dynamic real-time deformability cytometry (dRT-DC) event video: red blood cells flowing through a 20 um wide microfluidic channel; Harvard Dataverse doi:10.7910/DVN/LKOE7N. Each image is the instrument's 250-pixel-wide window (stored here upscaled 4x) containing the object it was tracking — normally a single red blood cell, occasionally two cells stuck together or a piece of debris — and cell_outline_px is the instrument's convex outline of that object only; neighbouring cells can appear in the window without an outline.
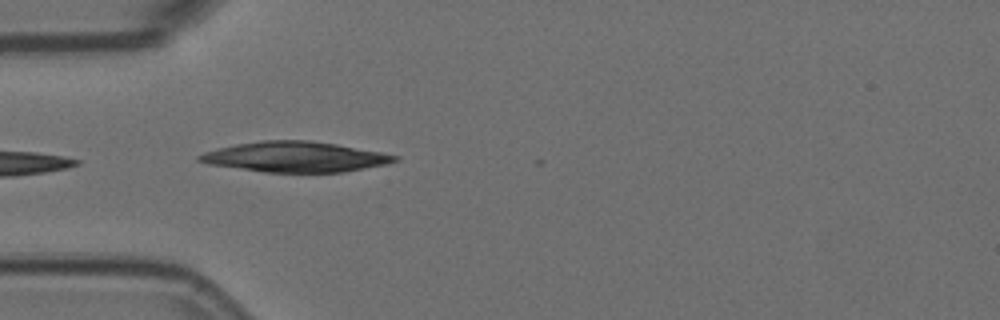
{"species": "Egyptian fruit bat (a non-hibernating species)", "species_latin": "Rousettus aegyptiacus", "temperature_condition": "room temperature", "stored_images_in_passage": 5, "camera_frame_rate_fps": 3000, "um_per_image_px": 0.085, "animal": {"sex": "female"}, "frame": {"image": 1, "passage_image": 4, "time_ms": 1.0, "image_size_px": [1000, 320], "cell_outline_px": [[400, 160], [388, 164], [344, 172], [264, 172], [208, 164], [196, 160], [196, 156], [204, 152], [236, 144], [260, 140], [312, 140], [336, 144], [380, 152], [400, 156]], "centroid_in_image_um": [25.1, 13.33], "position_along_channel_um": 59.9, "area_um2": 34.62}}